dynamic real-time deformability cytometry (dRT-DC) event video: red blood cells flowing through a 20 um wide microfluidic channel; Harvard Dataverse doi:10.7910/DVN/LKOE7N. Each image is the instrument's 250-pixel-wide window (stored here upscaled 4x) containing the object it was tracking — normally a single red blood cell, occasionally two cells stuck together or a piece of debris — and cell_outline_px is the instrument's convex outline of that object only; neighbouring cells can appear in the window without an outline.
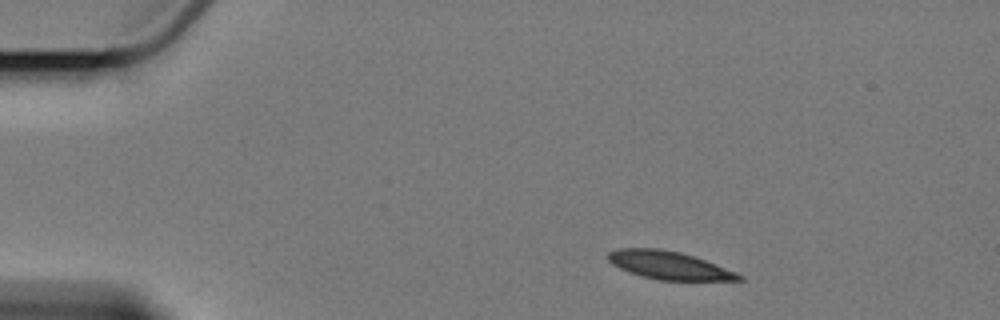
{"species": "Egyptian fruit bat (a non-hibernating species)", "species_latin": "Rousettus aegyptiacus", "temperature_condition": "cold", "stored_images_in_passage": 13, "camera_frame_rate_fps": 3000, "um_per_image_px": 0.085, "animal": {"sex": "female"}, "frame": {"image": 1, "passage_image": 1, "time_ms": 0.0, "image_size_px": [1000, 320], "cell_outline_px": [[744, 280], [660, 280], [640, 276], [628, 272], [612, 264], [608, 260], [608, 252], [616, 248], [660, 248], [680, 252], [704, 260], [736, 272], [744, 276]], "centroid_in_image_um": [56.82, 22.54], "position_along_channel_um": 28.2, "area_um2": 21.27}}
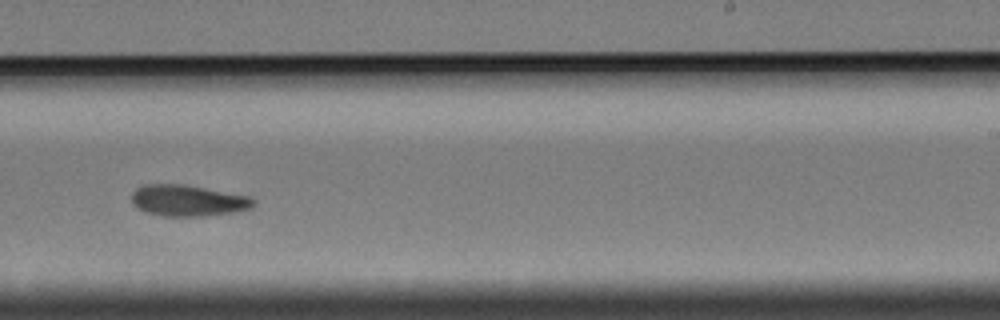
{"frame": {"image": 2, "passage_image": 8, "time_ms": 9.333, "image_size_px": [1000, 320], "cell_outline_px": [[256, 204], [252, 208], [236, 212], [204, 216], [164, 216], [144, 212], [136, 208], [132, 204], [132, 192], [136, 188], [144, 184], [184, 184], [252, 196], [256, 200]], "centroid_in_image_um": [16.0, 17.05], "position_along_channel_um": 273.0, "area_um2": 22.66}}
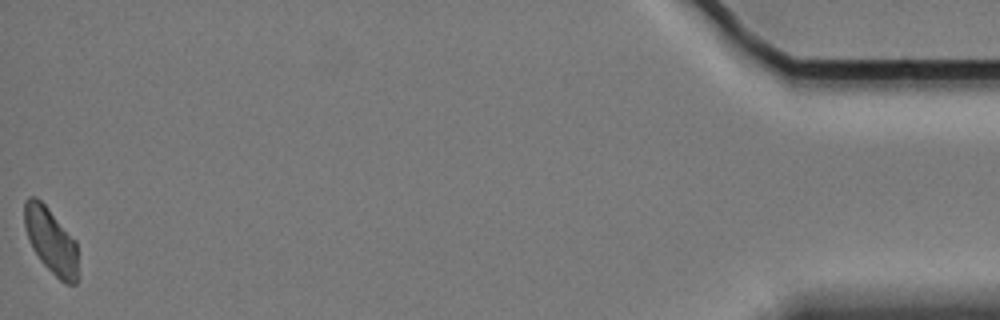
{"frame": {"image": 3, "passage_image": 13, "time_ms": 16.667, "image_size_px": [1000, 320], "cell_outline_px": [[80, 276], [76, 284], [68, 284], [60, 280], [40, 260], [32, 248], [24, 228], [24, 200], [28, 196], [36, 196], [48, 208], [76, 240]], "centroid_in_image_um": [4.36, 20.48], "position_along_channel_um": 430.8, "area_um2": 20.92}}